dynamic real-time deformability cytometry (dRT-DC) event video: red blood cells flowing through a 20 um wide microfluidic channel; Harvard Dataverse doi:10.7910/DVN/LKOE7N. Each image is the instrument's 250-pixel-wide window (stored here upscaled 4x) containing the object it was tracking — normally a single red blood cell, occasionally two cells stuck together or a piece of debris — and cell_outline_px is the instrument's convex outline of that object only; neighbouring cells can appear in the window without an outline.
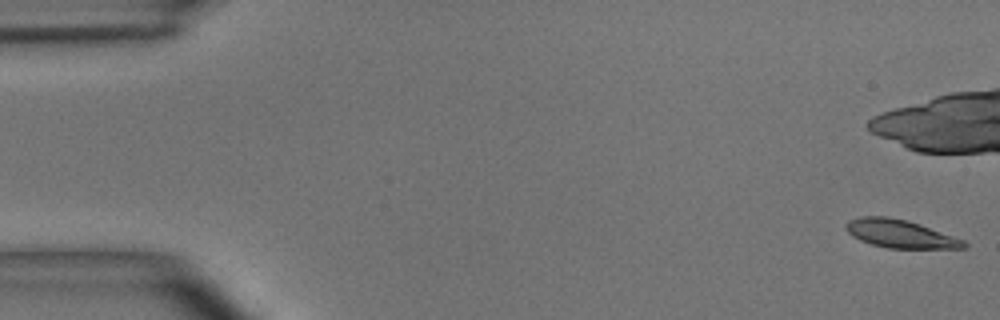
{"species": "common noctule bat (a hibernating species)", "species_latin": "Nyctalus noctula", "temperature_condition": "room temperature", "stored_images_in_passage": 47, "camera_frame_rate_fps": 3000, "um_per_image_px": 0.085, "animal": {"sex": "male", "body_mass_g": 15.6}, "frame": {"image": 1, "passage_image": 1, "time_ms": 0.0, "image_size_px": [1000, 320], "cell_outline_px": [[968, 244], [964, 248], [888, 248], [872, 244], [860, 240], [852, 236], [844, 228], [844, 224], [848, 220], [860, 216], [888, 216], [920, 224], [964, 240]], "centroid_in_image_um": [76.47, 19.86], "position_along_channel_um": 8.5, "area_um2": 19.25}}
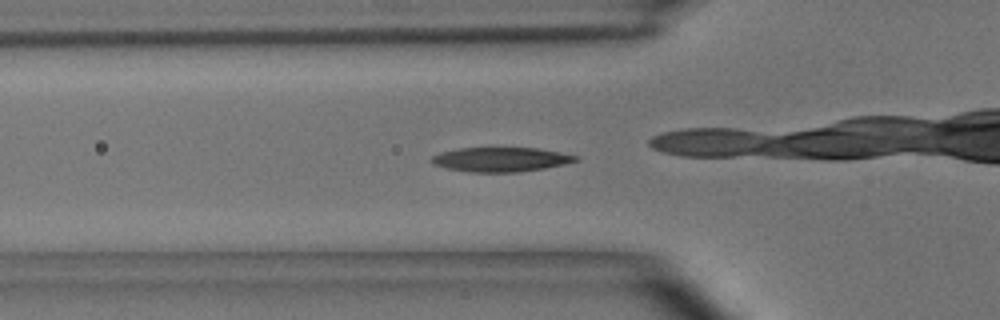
{"frame": {"image": 2, "passage_image": 17, "time_ms": 5.333, "image_size_px": [1000, 320], "cell_outline_px": [[580, 160], [564, 164], [544, 168], [516, 172], [468, 172], [448, 168], [432, 164], [428, 160], [432, 156], [440, 152], [456, 148], [492, 144], [536, 148], [560, 152], [580, 156]], "centroid_in_image_um": [42.52, 13.49], "position_along_channel_um": 83.3, "area_um2": 21.73}, "authors_computed_cell_mechanics": {"area_um2": 20.3456, "velocity_mm_per_s": 3.9167, "shape_relaxation_time_tau1_ms": 4.9451, "shape_relaxation_time_tau2_ms": 3.5713, "deformation_change_tau1": 0.1638, "deformation_change_tau2": 0.1129}}